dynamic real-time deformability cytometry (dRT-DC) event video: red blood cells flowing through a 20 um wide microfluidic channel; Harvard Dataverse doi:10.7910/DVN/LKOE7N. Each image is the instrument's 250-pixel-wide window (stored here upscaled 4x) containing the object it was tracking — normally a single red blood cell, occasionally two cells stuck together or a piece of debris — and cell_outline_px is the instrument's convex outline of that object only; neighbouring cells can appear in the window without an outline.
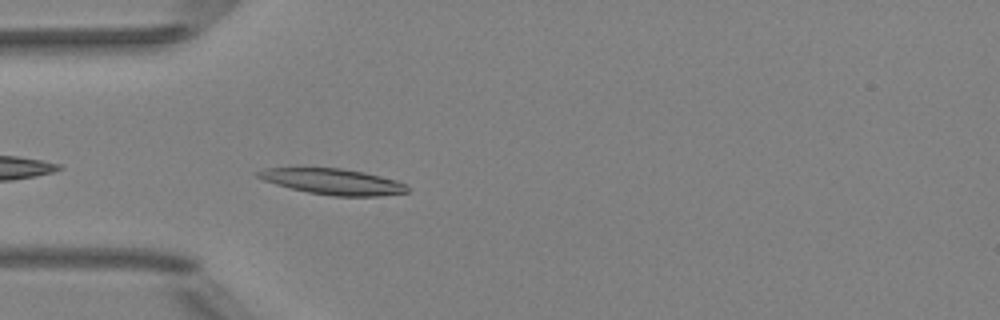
{"species": "Egyptian fruit bat (a non-hibernating species)", "species_latin": "Rousettus aegyptiacus", "temperature_condition": "room temperature", "stored_images_in_passage": 38, "camera_frame_rate_fps": 3000, "um_per_image_px": 0.085, "animal": {"sex": "female"}, "frame": {"image": 1, "passage_image": 2, "time_ms": 0.333, "image_size_px": [1000, 320], "cell_outline_px": [[408, 192], [380, 196], [332, 196], [308, 192], [276, 184], [264, 180], [256, 176], [252, 172], [264, 168], [340, 168], [364, 172], [396, 180], [408, 184]], "centroid_in_image_um": [28.3, 15.43], "position_along_channel_um": 56.7, "area_um2": 22.48}}
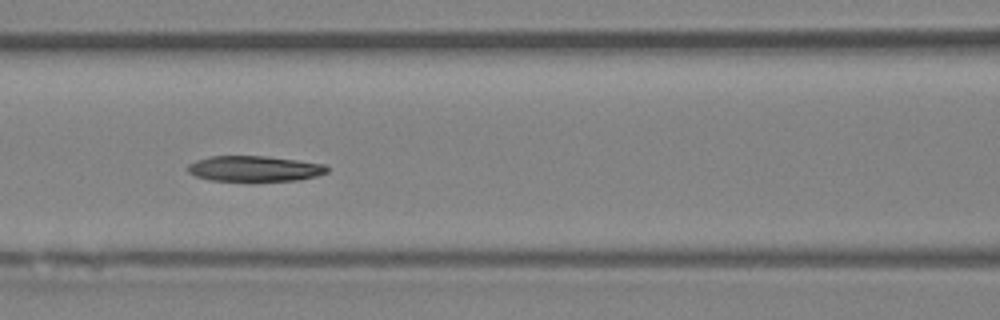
{"frame": {"image": 2, "passage_image": 9, "time_ms": 2.667, "image_size_px": [1000, 320], "cell_outline_px": [[328, 172], [316, 176], [300, 180], [252, 184], [212, 180], [196, 176], [188, 172], [188, 164], [196, 160], [208, 156], [268, 156], [324, 164], [328, 168]], "centroid_in_image_um": [21.63, 14.38], "position_along_channel_um": 145.0, "area_um2": 21.79}}
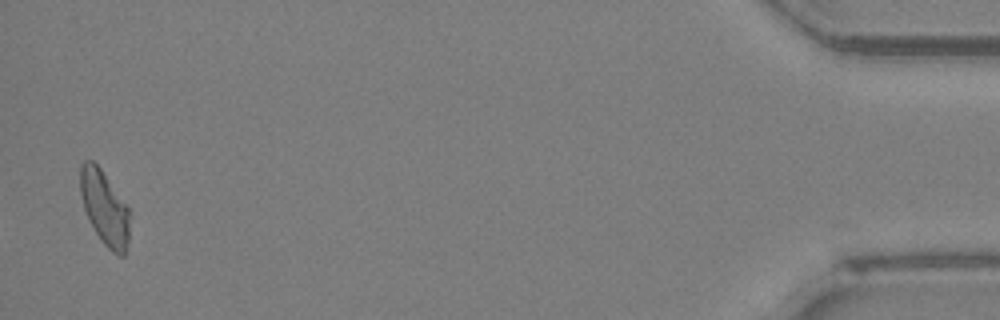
{"frame": {"image": 3, "passage_image": 37, "time_ms": 12.0, "image_size_px": [1000, 320], "cell_outline_px": [[128, 240], [124, 256], [120, 256], [112, 252], [100, 240], [84, 208], [80, 192], [80, 164], [84, 160], [92, 160], [100, 168], [128, 208]], "centroid_in_image_um": [8.86, 17.66], "position_along_channel_um": 426.3, "area_um2": 20.81}, "authors_computed_cell_mechanics": {"area_um2": 21.6172, "velocity_mm_per_s": 3.9969, "shape_relaxation_time_tau1_ms": 5.8566, "shape_relaxation_time_tau2_ms": 7.6686, "deformation_change_tau1": 0.1695, "deformation_change_tau2": 0.1565}}